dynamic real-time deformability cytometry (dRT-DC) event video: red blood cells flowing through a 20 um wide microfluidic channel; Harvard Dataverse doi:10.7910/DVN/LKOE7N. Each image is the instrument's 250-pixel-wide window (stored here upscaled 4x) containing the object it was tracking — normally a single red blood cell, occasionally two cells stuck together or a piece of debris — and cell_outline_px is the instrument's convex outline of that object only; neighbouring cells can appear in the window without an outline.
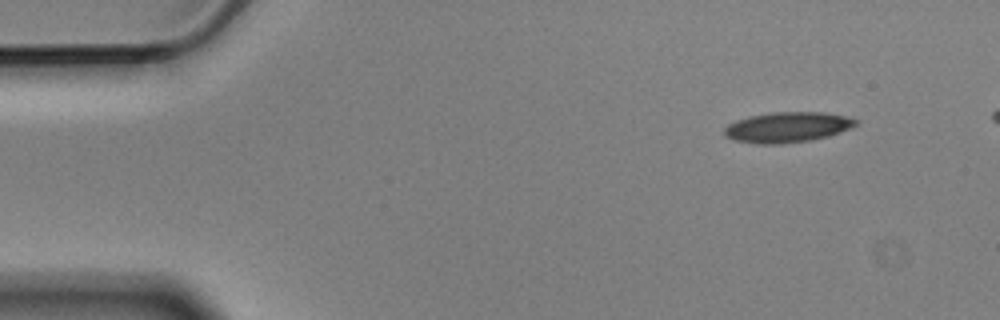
{"species": "Egyptian fruit bat (a non-hibernating species)", "species_latin": "Rousettus aegyptiacus", "temperature_condition": "cold", "stored_images_in_passage": 6, "camera_frame_rate_fps": 3000, "um_per_image_px": 0.085, "animal": {"sex": "male"}, "frame": {"image": 1, "passage_image": 1, "time_ms": 0.0, "image_size_px": [1000, 320], "cell_outline_px": [[860, 124], [852, 128], [828, 136], [812, 140], [780, 144], [756, 144], [732, 140], [724, 136], [724, 128], [728, 124], [736, 120], [748, 116], [772, 112], [824, 112], [844, 116], [860, 120]], "centroid_in_image_um": [66.93, 10.82], "position_along_channel_um": 18.1, "area_um2": 23.64}}
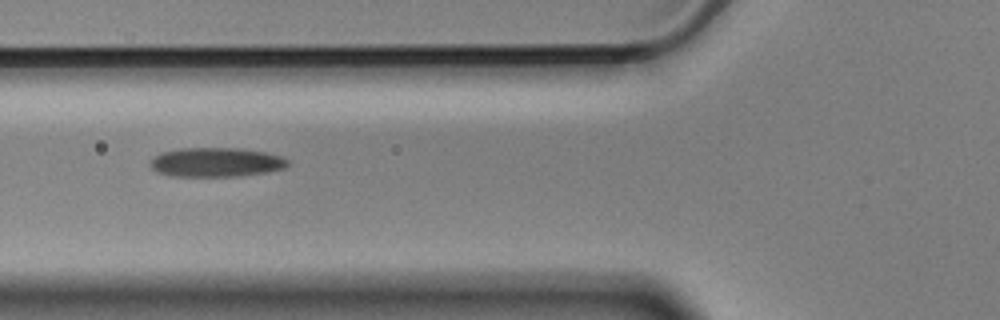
{"frame": {"image": 2, "passage_image": 5, "time_ms": 1.333, "image_size_px": [1000, 320], "cell_outline_px": [[288, 164], [284, 168], [264, 172], [240, 176], [172, 176], [156, 172], [148, 164], [148, 160], [160, 152], [180, 148], [240, 148], [264, 152], [280, 156], [288, 160]], "centroid_in_image_um": [18.28, 13.78], "position_along_channel_um": 107.5, "area_um2": 23.52}}
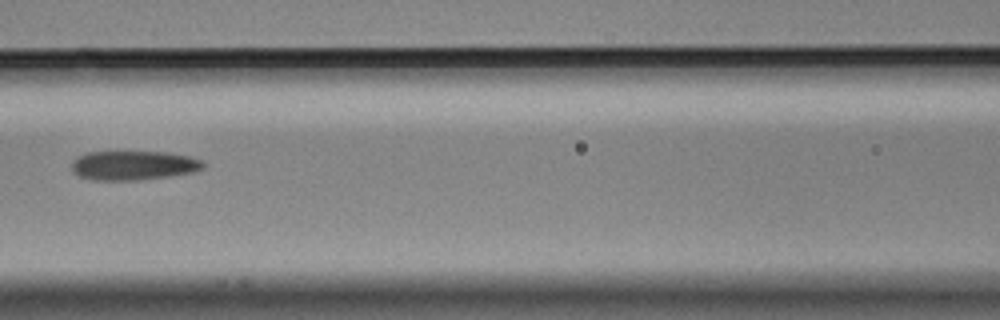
{"frame": {"image": 3, "passage_image": 6, "time_ms": 1.667, "image_size_px": [1000, 320], "cell_outline_px": [[208, 164], [204, 168], [196, 172], [140, 180], [88, 180], [76, 176], [72, 172], [72, 160], [76, 156], [88, 152], [168, 152], [188, 156], [204, 160]], "centroid_in_image_um": [11.35, 14.06], "position_along_channel_um": 155.3, "area_um2": 22.95}}